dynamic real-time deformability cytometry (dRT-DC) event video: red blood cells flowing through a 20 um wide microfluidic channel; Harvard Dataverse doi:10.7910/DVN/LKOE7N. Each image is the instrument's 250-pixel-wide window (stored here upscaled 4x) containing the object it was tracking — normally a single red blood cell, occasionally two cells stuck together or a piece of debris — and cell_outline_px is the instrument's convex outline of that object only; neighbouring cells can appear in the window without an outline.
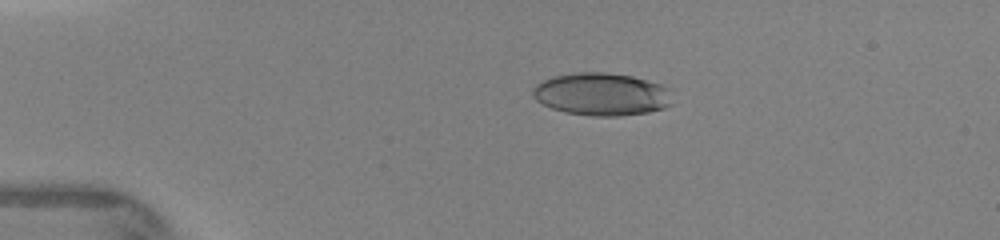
{"species": "human", "species_latin": "Homo sapiens", "temperature_condition": "warm", "stored_images_in_passage": 9, "camera_frame_rate_fps": 3000, "um_per_image_px": 0.085, "donor": {"sex": "female"}, "frame": {"image": 1, "passage_image": 2, "time_ms": 0.667, "image_size_px": [1000, 240], "cell_outline_px": [[672, 104], [664, 108], [648, 112], [620, 116], [592, 116], [564, 112], [552, 108], [536, 100], [532, 96], [532, 88], [536, 84], [552, 76], [576, 72], [604, 72], [632, 76], [660, 84], [672, 88]], "centroid_in_image_um": [51.16, 8.01], "position_along_channel_um": 33.8, "area_um2": 35.08}}
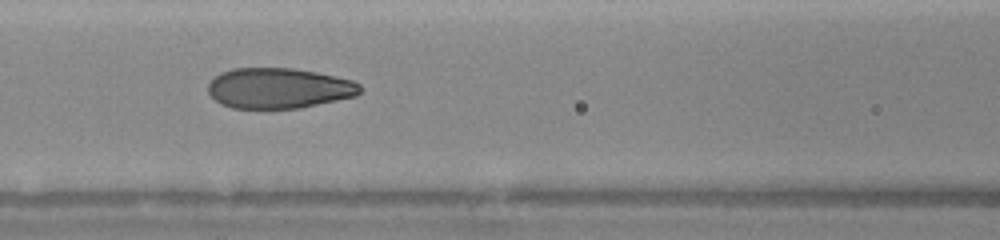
{"frame": {"image": 2, "passage_image": 8, "time_ms": 4.333, "image_size_px": [1000, 240], "cell_outline_px": [[364, 88], [356, 96], [300, 108], [232, 108], [220, 104], [208, 92], [208, 84], [220, 72], [232, 68], [292, 68], [316, 72], [352, 80], [360, 84]], "centroid_in_image_um": [23.71, 7.49], "position_along_channel_um": 142.9, "area_um2": 35.89}}